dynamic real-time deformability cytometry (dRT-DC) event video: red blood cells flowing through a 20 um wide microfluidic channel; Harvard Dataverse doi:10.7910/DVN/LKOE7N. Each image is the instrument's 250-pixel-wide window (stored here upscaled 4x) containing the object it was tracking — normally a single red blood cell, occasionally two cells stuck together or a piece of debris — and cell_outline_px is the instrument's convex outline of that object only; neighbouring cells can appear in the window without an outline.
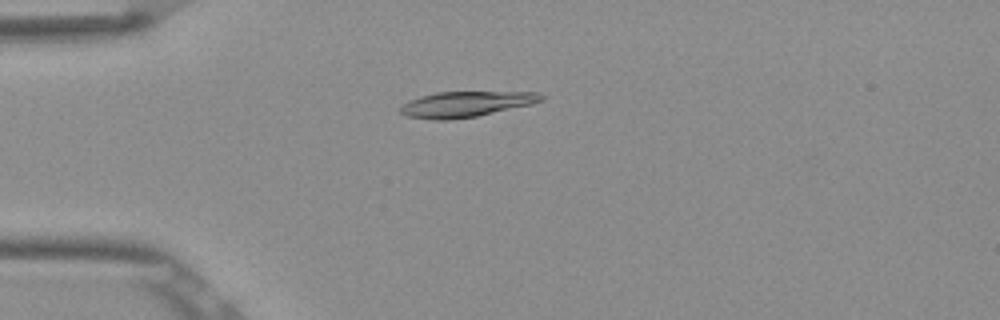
{"species": "Egyptian fruit bat (a non-hibernating species)", "species_latin": "Rousettus aegyptiacus", "temperature_condition": "room temperature", "stored_images_in_passage": 3, "camera_frame_rate_fps": 3000, "um_per_image_px": 0.085, "frame": {"image": 1, "passage_image": 1, "time_ms": 0.0, "image_size_px": [1000, 320], "cell_outline_px": [[544, 100], [532, 104], [476, 116], [448, 120], [432, 120], [408, 116], [400, 112], [400, 108], [408, 100], [420, 96], [436, 92], [540, 92], [544, 96]], "centroid_in_image_um": [39.61, 8.85], "position_along_channel_um": 45.4, "area_um2": 20.92}}
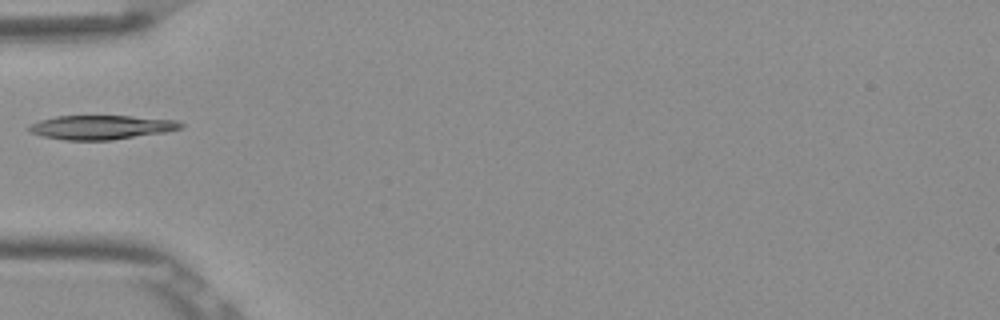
{"frame": {"image": 2, "passage_image": 2, "time_ms": 0.333, "image_size_px": [1000, 320], "cell_outline_px": [[184, 128], [164, 132], [112, 140], [64, 140], [44, 136], [32, 132], [28, 128], [28, 124], [40, 120], [56, 116], [132, 116], [176, 120], [184, 124]], "centroid_in_image_um": [8.63, 10.81], "position_along_channel_um": 76.4, "area_um2": 21.27}}
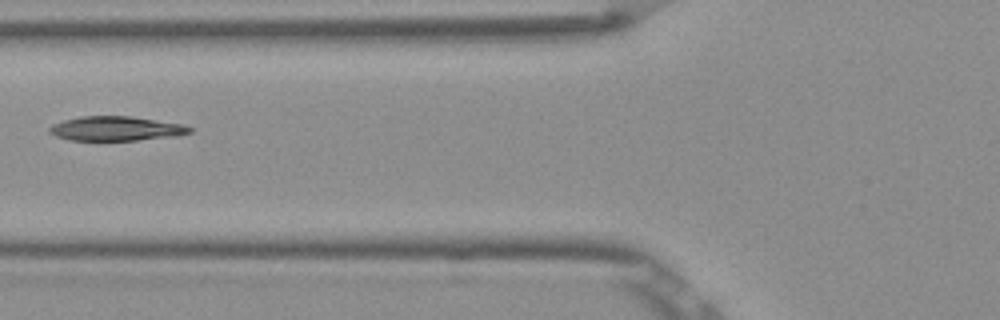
{"frame": {"image": 3, "passage_image": 3, "time_ms": 0.667, "image_size_px": [1000, 320], "cell_outline_px": [[192, 132], [176, 136], [136, 140], [68, 140], [56, 136], [48, 132], [48, 128], [52, 124], [64, 120], [80, 116], [128, 116], [184, 124], [192, 128]], "centroid_in_image_um": [9.84, 10.93], "position_along_channel_um": 116.0, "area_um2": 19.94}}